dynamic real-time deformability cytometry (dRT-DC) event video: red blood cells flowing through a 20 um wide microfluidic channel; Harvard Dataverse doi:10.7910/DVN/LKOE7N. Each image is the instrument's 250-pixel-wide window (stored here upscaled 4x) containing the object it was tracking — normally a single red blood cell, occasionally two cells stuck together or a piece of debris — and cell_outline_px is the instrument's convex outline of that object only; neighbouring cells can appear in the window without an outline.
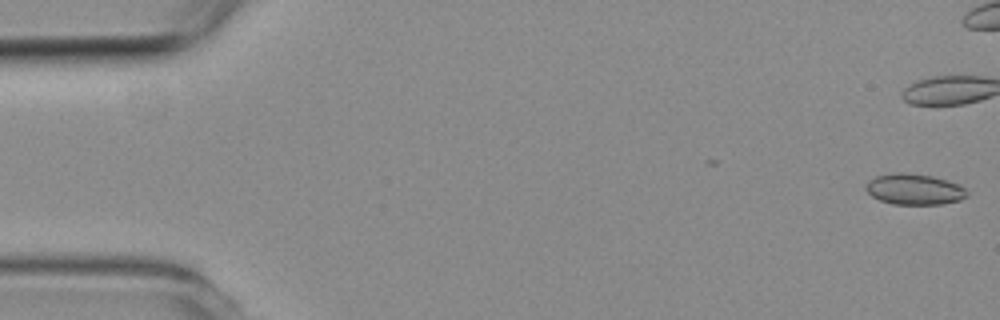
{"species": "common noctule bat (a hibernating species)", "species_latin": "Nyctalus noctula", "temperature_condition": "room temperature", "stored_images_in_passage": 14, "camera_frame_rate_fps": 3000, "um_per_image_px": 0.085, "animal": {"sex": "female", "body_mass_g": 19.3, "forearm_length_mm": 54.1}, "frame": {"image": 1, "passage_image": 1, "time_ms": 0.0, "image_size_px": [1000, 320], "cell_outline_px": [[968, 196], [960, 200], [940, 204], [892, 204], [880, 200], [872, 196], [864, 188], [864, 184], [868, 180], [876, 176], [896, 172], [904, 172], [932, 176], [948, 180], [960, 184], [968, 192]], "centroid_in_image_um": [77.71, 16.08], "position_along_channel_um": 7.3, "area_um2": 18.38}}